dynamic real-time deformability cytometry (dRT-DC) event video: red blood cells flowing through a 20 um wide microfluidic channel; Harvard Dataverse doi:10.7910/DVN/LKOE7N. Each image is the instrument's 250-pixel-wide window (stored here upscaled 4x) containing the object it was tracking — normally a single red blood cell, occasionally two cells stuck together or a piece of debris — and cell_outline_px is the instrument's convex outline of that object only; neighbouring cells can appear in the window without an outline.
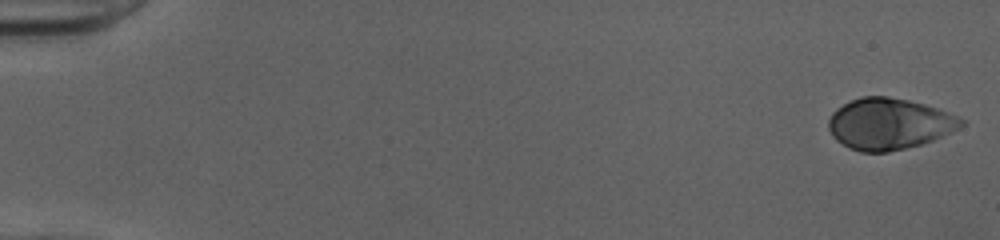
{"species": "human", "species_latin": "Homo sapiens", "temperature_condition": "cold", "stored_images_in_passage": 51, "camera_frame_rate_fps": 3000, "um_per_image_px": 0.085, "donor": {"sex": "female"}, "frame": {"image": 1, "passage_image": 1, "time_ms": 0.0, "image_size_px": [1000, 240], "cell_outline_px": [[964, 124], [960, 128], [952, 132], [932, 140], [920, 144], [888, 152], [860, 152], [848, 148], [836, 140], [832, 136], [828, 128], [828, 120], [832, 112], [836, 108], [860, 96], [888, 96], [908, 100], [924, 104], [936, 108], [956, 116], [964, 120]], "centroid_in_image_um": [75.53, 10.53], "position_along_channel_um": 9.5, "area_um2": 39.59}}
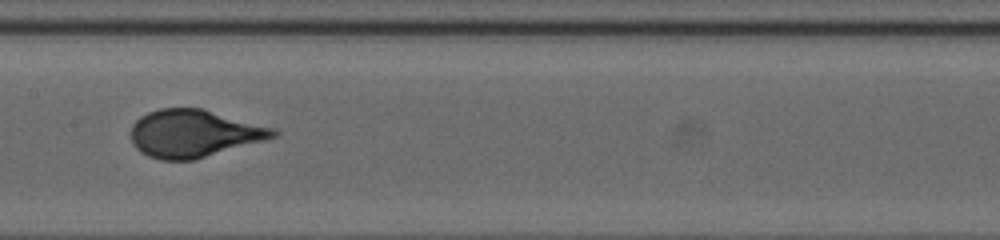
{"frame": {"image": 2, "passage_image": 27, "time_ms": 8.667, "image_size_px": [1000, 240], "cell_outline_px": [[280, 132], [276, 136], [264, 140], [192, 160], [160, 160], [148, 156], [140, 152], [132, 144], [132, 124], [140, 116], [148, 112], [160, 108], [200, 108], [276, 128]], "centroid_in_image_um": [16.46, 11.34], "position_along_channel_um": 190.9, "area_um2": 39.19}}
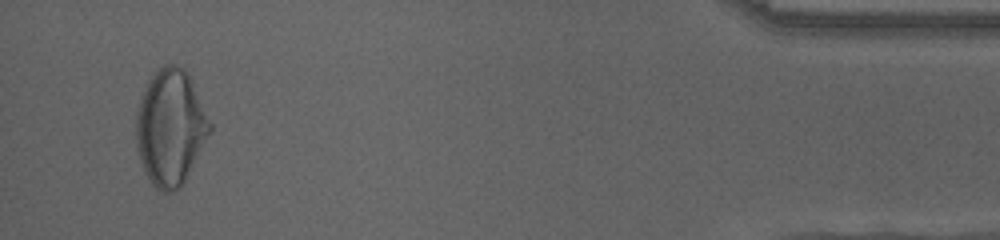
{"frame": {"image": 3, "passage_image": 49, "time_ms": 16.0, "image_size_px": [1000, 240], "cell_outline_px": [[212, 128], [184, 180], [172, 192], [164, 192], [156, 188], [152, 184], [144, 172], [140, 160], [136, 144], [136, 112], [140, 100], [148, 80], [164, 64], [180, 64], [188, 72], [212, 124]], "centroid_in_image_um": [14.47, 10.79], "position_along_channel_um": 420.7, "area_um2": 49.3}}